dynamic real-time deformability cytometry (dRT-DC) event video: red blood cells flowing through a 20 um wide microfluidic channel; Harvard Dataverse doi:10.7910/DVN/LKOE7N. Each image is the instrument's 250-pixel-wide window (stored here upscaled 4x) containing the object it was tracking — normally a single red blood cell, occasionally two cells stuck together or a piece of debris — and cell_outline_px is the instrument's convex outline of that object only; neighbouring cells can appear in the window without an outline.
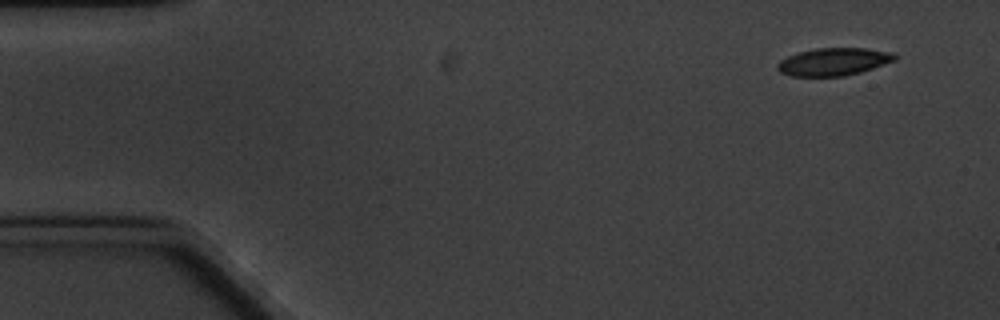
{"species": "common noctule bat (a hibernating species)", "species_latin": "Nyctalus noctula", "temperature_condition": "cold", "stored_images_in_passage": 5, "camera_frame_rate_fps": 3000, "um_per_image_px": 0.085, "animal": {"sex": "male", "body_mass_g": 20.1, "forearm_length_mm": 53.5}, "frame": {"image": 1, "passage_image": 1, "time_ms": 0.0, "image_size_px": [1000, 320], "cell_outline_px": [[896, 60], [860, 72], [844, 76], [792, 76], [780, 72], [776, 68], [776, 64], [780, 60], [788, 56], [800, 52], [816, 48], [864, 48], [892, 52], [896, 56]], "centroid_in_image_um": [70.83, 5.25], "position_along_channel_um": 14.2, "area_um2": 18.79}}